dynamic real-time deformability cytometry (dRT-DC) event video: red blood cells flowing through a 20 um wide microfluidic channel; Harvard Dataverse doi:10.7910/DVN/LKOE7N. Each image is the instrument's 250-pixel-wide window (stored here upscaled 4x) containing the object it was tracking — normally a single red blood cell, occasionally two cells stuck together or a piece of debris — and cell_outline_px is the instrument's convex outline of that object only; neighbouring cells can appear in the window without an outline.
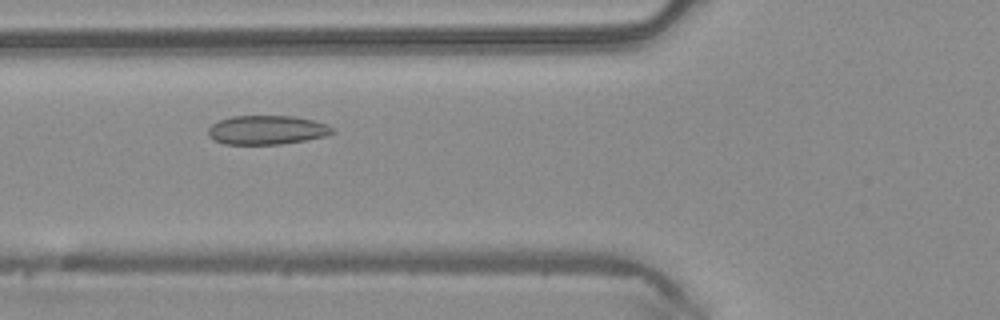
{"species": "common noctule bat (a hibernating species)", "species_latin": "Nyctalus noctula", "temperature_condition": "warm", "stored_images_in_passage": 33, "camera_frame_rate_fps": 3000, "um_per_image_px": 0.085, "animal": {"sex": "male", "body_mass_g": 20.4}, "frame": {"image": 1, "passage_image": 15, "time_ms": 4.667, "image_size_px": [1000, 320], "cell_outline_px": [[336, 132], [324, 136], [304, 140], [280, 144], [224, 144], [208, 136], [208, 128], [212, 124], [220, 120], [232, 116], [292, 116], [312, 120], [328, 124], [336, 128]], "centroid_in_image_um": [22.71, 11.04], "position_along_channel_um": 103.1, "area_um2": 20.98}}
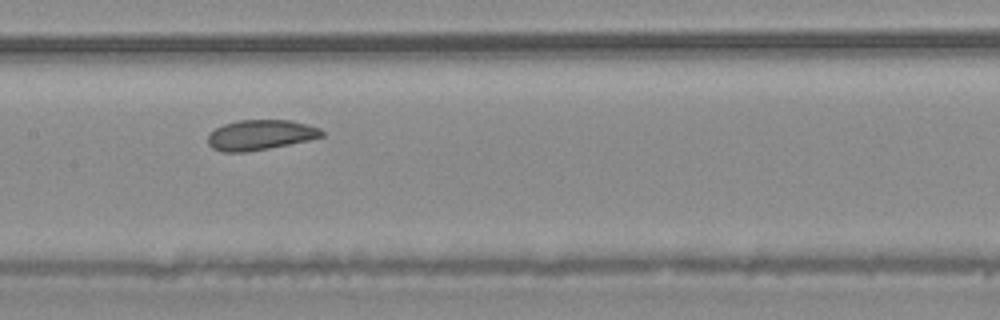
{"frame": {"image": 2, "passage_image": 21, "time_ms": 6.667, "image_size_px": [1000, 320], "cell_outline_px": [[324, 136], [308, 140], [248, 152], [220, 152], [212, 148], [208, 144], [208, 136], [216, 128], [224, 124], [236, 120], [288, 120], [308, 124], [320, 128], [324, 132]], "centroid_in_image_um": [22.12, 11.47], "position_along_channel_um": 185.3, "area_um2": 20.0}}
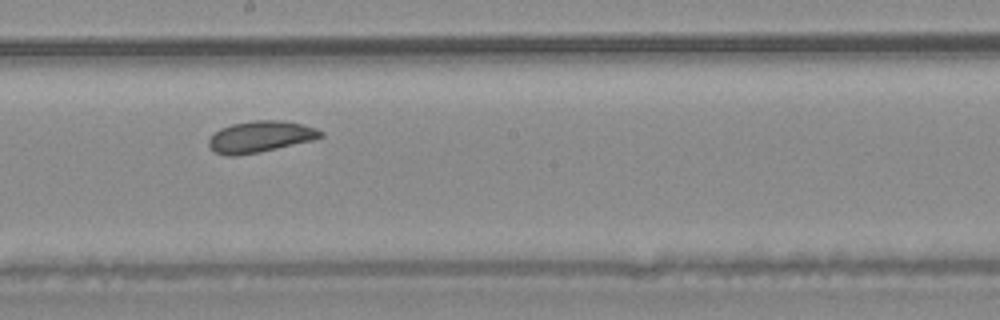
{"frame": {"image": 3, "passage_image": 24, "time_ms": 7.667, "image_size_px": [1000, 320], "cell_outline_px": [[324, 136], [312, 140], [260, 152], [232, 156], [228, 156], [216, 152], [208, 148], [208, 140], [220, 128], [232, 124], [252, 120], [280, 120], [304, 124], [316, 128], [324, 132]], "centroid_in_image_um": [22.13, 11.61], "position_along_channel_um": 226.1, "area_um2": 20.46}}